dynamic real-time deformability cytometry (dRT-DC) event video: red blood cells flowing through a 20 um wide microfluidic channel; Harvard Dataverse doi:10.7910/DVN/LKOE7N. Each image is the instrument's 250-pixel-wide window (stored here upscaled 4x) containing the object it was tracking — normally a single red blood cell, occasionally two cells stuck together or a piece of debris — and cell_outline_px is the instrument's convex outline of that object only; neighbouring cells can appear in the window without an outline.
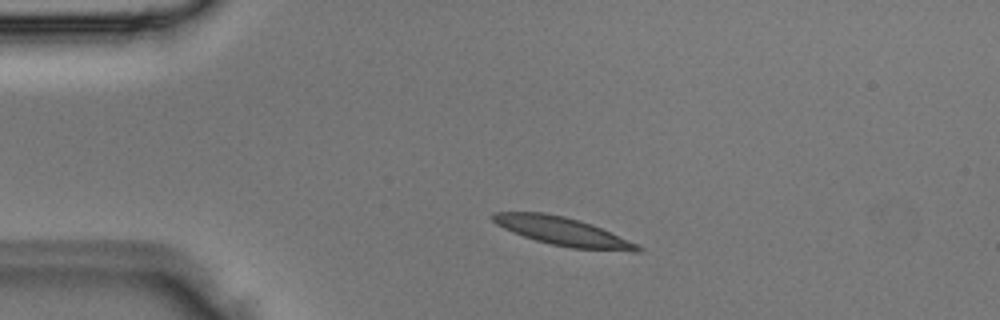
{"species": "Egyptian fruit bat (a non-hibernating species)", "species_latin": "Rousettus aegyptiacus", "temperature_condition": "room temperature", "stored_images_in_passage": 2, "camera_frame_rate_fps": 3000, "um_per_image_px": 0.085, "animal": {"sex": "male"}, "frame": {"image": 1, "passage_image": 1, "time_ms": 0.0, "image_size_px": [1000, 320], "cell_outline_px": [[644, 248], [640, 252], [632, 252], [572, 248], [552, 244], [536, 240], [512, 232], [496, 224], [492, 220], [492, 212], [544, 212], [564, 216], [592, 224], [636, 244]], "centroid_in_image_um": [47.83, 19.67], "position_along_channel_um": 37.2, "area_um2": 23.7}}
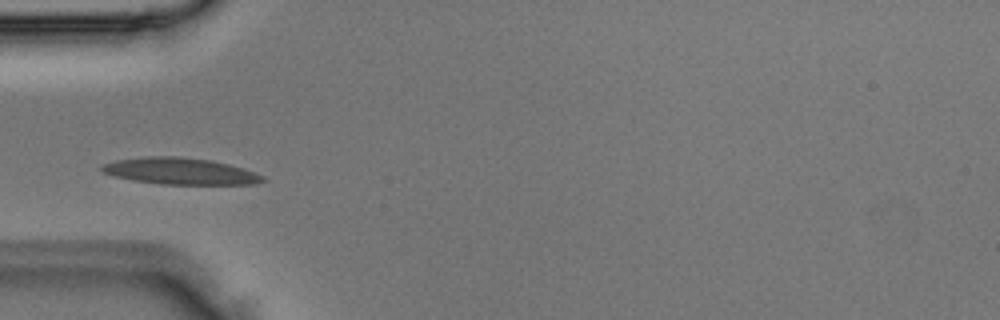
{"frame": {"image": 2, "passage_image": 2, "time_ms": 0.333, "image_size_px": [1000, 320], "cell_outline_px": [[268, 180], [256, 184], [160, 184], [132, 180], [116, 176], [104, 172], [100, 168], [104, 164], [116, 160], [144, 156], [180, 156], [212, 160], [244, 168], [264, 176]], "centroid_in_image_um": [15.37, 14.54], "position_along_channel_um": 69.6, "area_um2": 24.97}}